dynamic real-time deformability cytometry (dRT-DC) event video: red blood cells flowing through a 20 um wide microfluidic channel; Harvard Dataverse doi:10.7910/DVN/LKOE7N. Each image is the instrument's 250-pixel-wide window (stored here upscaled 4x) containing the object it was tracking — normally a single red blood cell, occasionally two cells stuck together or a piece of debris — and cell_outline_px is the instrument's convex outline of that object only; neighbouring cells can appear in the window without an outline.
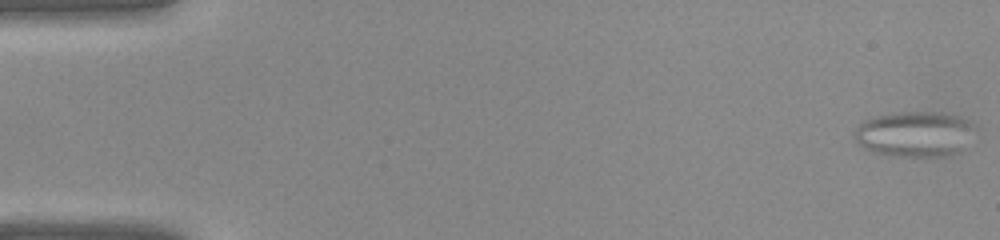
{"species": "common noctule bat (a hibernating species)", "species_latin": "Nyctalus noctula", "temperature_condition": "warm", "stored_images_in_passage": 40, "camera_frame_rate_fps": 3000, "um_per_image_px": 0.085, "animal": {"sex": "female", "body_mass_g": 22.0, "forearm_length_mm": 56.7}, "frame": {"image": 1, "passage_image": 1, "time_ms": 0.0, "image_size_px": [1000, 240], "cell_outline_px": [[968, 124], [960, 152], [948, 156], [896, 156], [872, 152], [864, 148], [856, 140], [852, 132], [864, 120], [876, 116], [896, 112], [940, 112], [956, 116], [968, 120]], "centroid_in_image_um": [77.58, 11.39], "position_along_channel_um": 7.4, "area_um2": 30.92}}
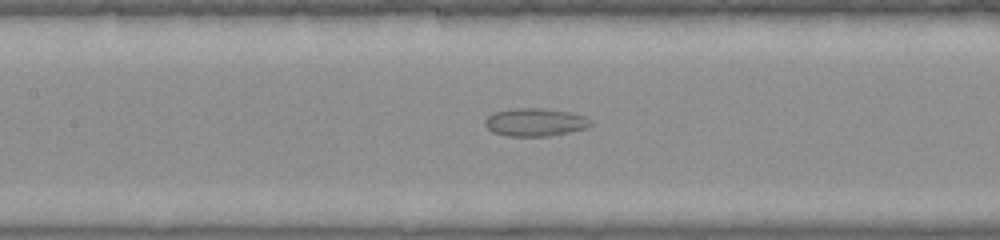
{"frame": {"image": 2, "passage_image": 19, "time_ms": 6.0, "image_size_px": [1000, 240], "cell_outline_px": [[592, 124], [588, 128], [548, 136], [504, 136], [492, 132], [484, 124], [484, 120], [488, 116], [496, 112], [516, 108], [540, 108], [568, 112], [584, 116], [592, 120]], "centroid_in_image_um": [45.48, 10.4], "position_along_channel_um": 161.9, "area_um2": 17.17}}
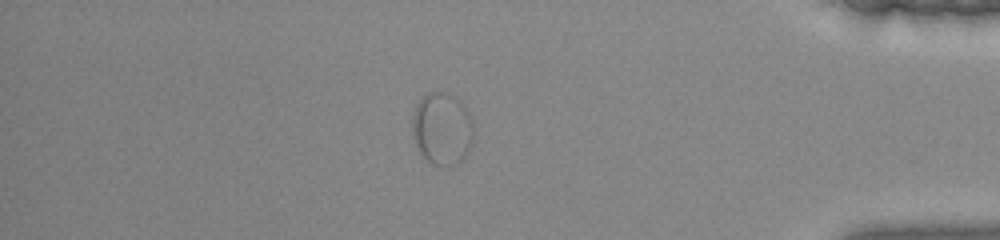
{"frame": {"image": 3, "passage_image": 35, "time_ms": 11.333, "image_size_px": [1000, 240], "cell_outline_px": [[472, 144], [468, 152], [456, 164], [432, 164], [420, 152], [416, 144], [412, 132], [412, 112], [416, 104], [428, 92], [440, 92], [452, 96], [464, 104], [468, 112], [472, 124]], "centroid_in_image_um": [37.56, 10.92], "position_along_channel_um": 397.6, "area_um2": 25.43}}